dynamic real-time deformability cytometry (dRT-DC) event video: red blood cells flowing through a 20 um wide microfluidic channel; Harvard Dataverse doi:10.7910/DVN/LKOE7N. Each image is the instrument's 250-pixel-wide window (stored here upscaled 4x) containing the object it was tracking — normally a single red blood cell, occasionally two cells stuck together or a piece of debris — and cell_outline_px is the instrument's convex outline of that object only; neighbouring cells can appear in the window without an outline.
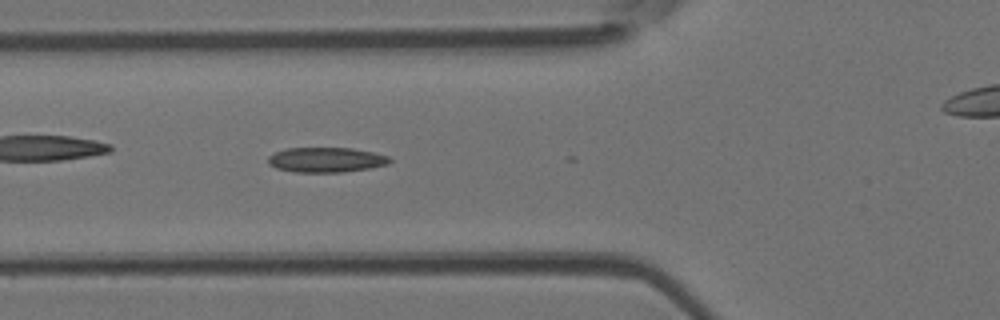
{"species": "Egyptian fruit bat (a non-hibernating species)", "species_latin": "Rousettus aegyptiacus", "temperature_condition": "room temperature", "stored_images_in_passage": 31, "camera_frame_rate_fps": 3000, "um_per_image_px": 0.085, "animal": {"sex": "female"}, "frame": {"image": 1, "passage_image": 18, "time_ms": 5.667, "image_size_px": [1000, 320], "cell_outline_px": [[392, 160], [388, 164], [372, 168], [344, 172], [296, 172], [276, 168], [268, 164], [268, 156], [276, 152], [288, 148], [352, 148], [372, 152], [388, 156]], "centroid_in_image_um": [27.73, 13.59], "position_along_channel_um": 98.1, "area_um2": 17.69}}
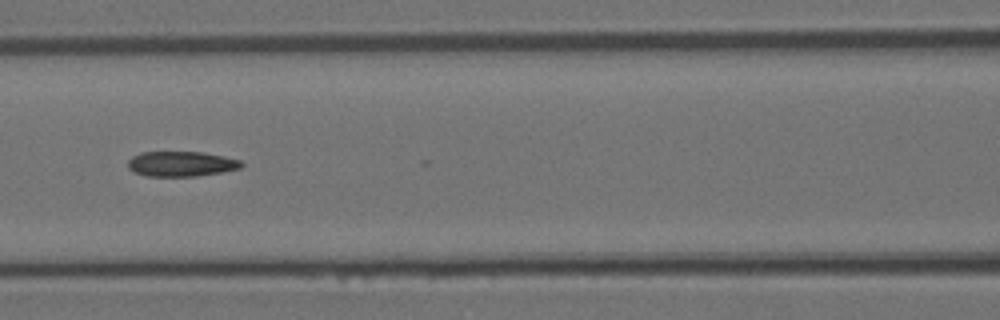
{"frame": {"image": 2, "passage_image": 22, "time_ms": 7.0, "image_size_px": [1000, 320], "cell_outline_px": [[244, 164], [240, 168], [224, 172], [196, 176], [148, 176], [132, 172], [128, 168], [128, 160], [132, 156], [140, 152], [204, 152], [224, 156], [240, 160]], "centroid_in_image_um": [15.4, 13.93], "position_along_channel_um": 151.2, "area_um2": 16.76}}